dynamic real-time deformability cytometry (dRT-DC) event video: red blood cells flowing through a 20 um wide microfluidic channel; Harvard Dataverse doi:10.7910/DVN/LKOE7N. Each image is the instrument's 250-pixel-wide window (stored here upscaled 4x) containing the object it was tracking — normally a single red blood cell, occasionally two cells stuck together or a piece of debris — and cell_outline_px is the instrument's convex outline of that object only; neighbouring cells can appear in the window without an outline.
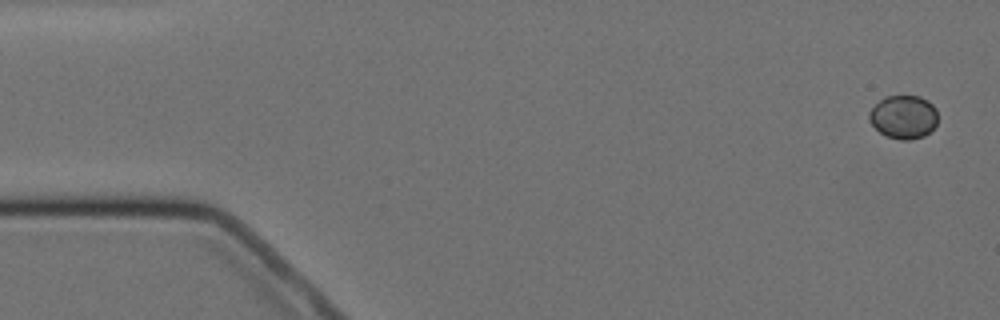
{"species": "Egyptian fruit bat (a non-hibernating species)", "species_latin": "Rousettus aegyptiacus", "temperature_condition": "cold", "stored_images_in_passage": 4, "camera_frame_rate_fps": 3000, "um_per_image_px": 0.085, "animal": {"sex": "female"}, "frame": {"image": 1, "passage_image": 1, "time_ms": 0.0, "image_size_px": [1000, 320], "cell_outline_px": [[936, 124], [924, 136], [912, 140], [900, 140], [888, 136], [880, 132], [872, 124], [868, 116], [868, 112], [884, 96], [920, 96], [928, 100], [936, 108]], "centroid_in_image_um": [76.8, 9.93], "position_along_channel_um": 8.2, "area_um2": 17.28}}
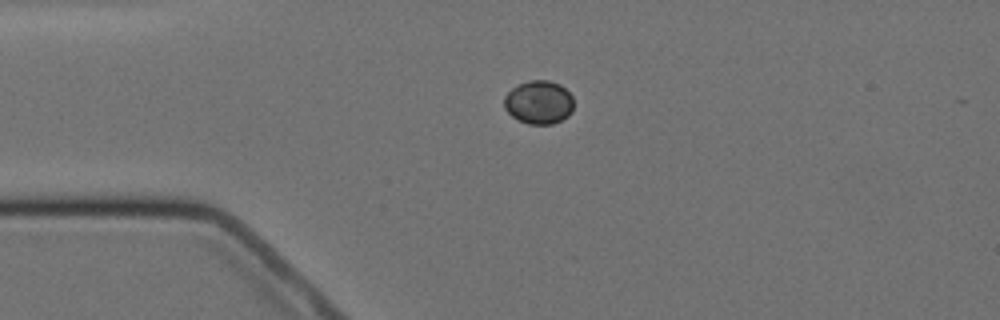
{"frame": {"image": 2, "passage_image": 4, "time_ms": 3.667, "image_size_px": [1000, 320], "cell_outline_px": [[572, 112], [568, 116], [552, 124], [528, 124], [516, 120], [504, 108], [504, 96], [516, 84], [532, 80], [548, 80], [560, 84], [572, 96]], "centroid_in_image_um": [45.77, 8.69], "position_along_channel_um": 39.2, "area_um2": 17.69}}